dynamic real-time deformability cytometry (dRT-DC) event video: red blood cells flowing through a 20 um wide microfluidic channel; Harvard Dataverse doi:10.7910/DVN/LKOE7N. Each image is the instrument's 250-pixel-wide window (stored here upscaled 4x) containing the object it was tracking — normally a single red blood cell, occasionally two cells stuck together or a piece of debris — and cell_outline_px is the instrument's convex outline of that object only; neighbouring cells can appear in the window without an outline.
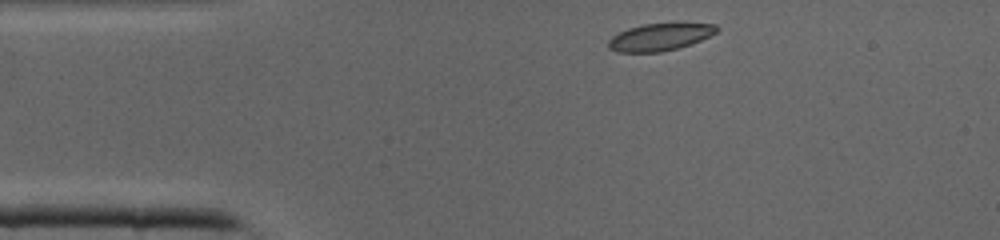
{"species": "common noctule bat (a hibernating species)", "species_latin": "Nyctalus noctula", "temperature_condition": "cold", "stored_images_in_passage": 35, "camera_frame_rate_fps": 3000, "um_per_image_px": 0.085, "animal": {"sex": "male", "body_mass_g": 19.0, "forearm_length_mm": 50.8}, "frame": {"image": 1, "passage_image": 1, "time_ms": 0.0, "image_size_px": [1000, 240], "cell_outline_px": [[720, 28], [716, 32], [692, 44], [660, 52], [616, 52], [608, 48], [608, 40], [612, 36], [628, 28], [644, 24], [680, 20], [716, 24]], "centroid_in_image_um": [56.15, 3.09], "position_along_channel_um": 28.8, "area_um2": 17.98}}
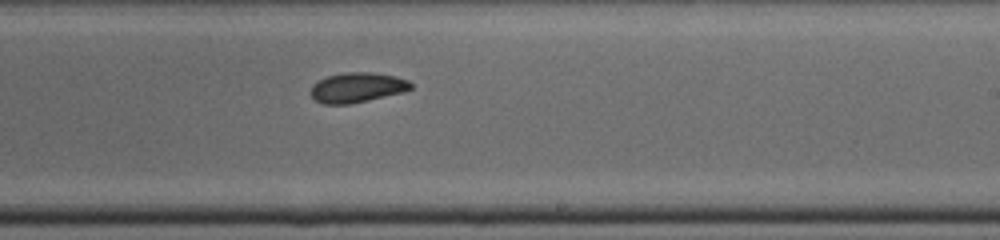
{"frame": {"image": 2, "passage_image": 18, "time_ms": 5.667, "image_size_px": [1000, 240], "cell_outline_px": [[412, 88], [404, 92], [368, 100], [348, 104], [320, 104], [312, 100], [312, 84], [328, 76], [344, 72], [372, 72], [396, 76], [408, 80], [412, 84]], "centroid_in_image_um": [30.36, 7.44], "position_along_channel_um": 258.6, "area_um2": 17.51}}
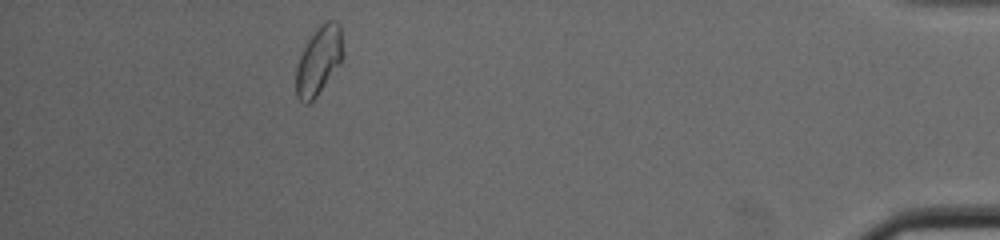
{"frame": {"image": 3, "passage_image": 31, "time_ms": 10.0, "image_size_px": [1000, 240], "cell_outline_px": [[344, 56], [340, 64], [316, 96], [308, 104], [304, 104], [296, 96], [296, 68], [300, 56], [308, 40], [320, 24], [328, 20], [336, 20], [340, 24]], "centroid_in_image_um": [27.11, 5.13], "position_along_channel_um": 408.1, "area_um2": 18.61}}